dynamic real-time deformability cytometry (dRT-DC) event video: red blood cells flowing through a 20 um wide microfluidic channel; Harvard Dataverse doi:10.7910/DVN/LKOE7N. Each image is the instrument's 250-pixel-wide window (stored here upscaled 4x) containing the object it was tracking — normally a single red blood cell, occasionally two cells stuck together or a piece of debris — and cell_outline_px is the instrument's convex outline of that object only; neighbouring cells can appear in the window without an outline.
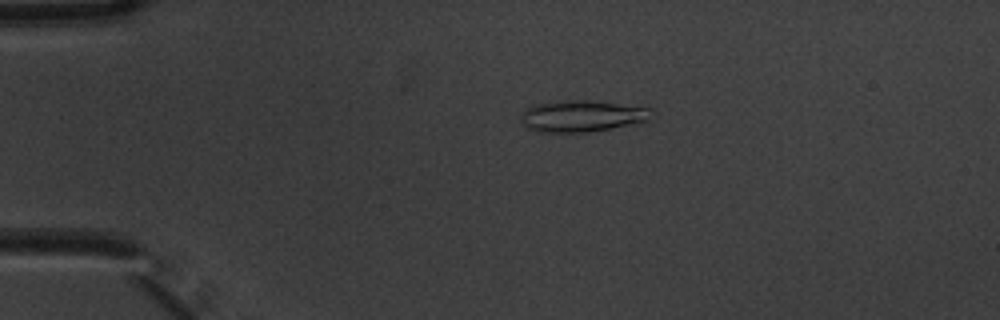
{"species": "common noctule bat (a hibernating species)", "species_latin": "Nyctalus noctula", "temperature_condition": "warm", "stored_images_in_passage": 5, "camera_frame_rate_fps": 3000, "um_per_image_px": 0.085, "animal": {"sex": "male", "body_mass_g": 20.1, "forearm_length_mm": 53.5}, "frame": {"image": 1, "passage_image": 3, "time_ms": 0.667, "image_size_px": [1000, 320], "cell_outline_px": [[656, 116], [652, 120], [612, 128], [588, 132], [540, 132], [528, 128], [524, 124], [520, 116], [524, 108], [536, 104], [564, 100], [596, 100], [648, 108]], "centroid_in_image_um": [49.5, 9.86], "position_along_channel_um": 35.5, "area_um2": 24.22}}
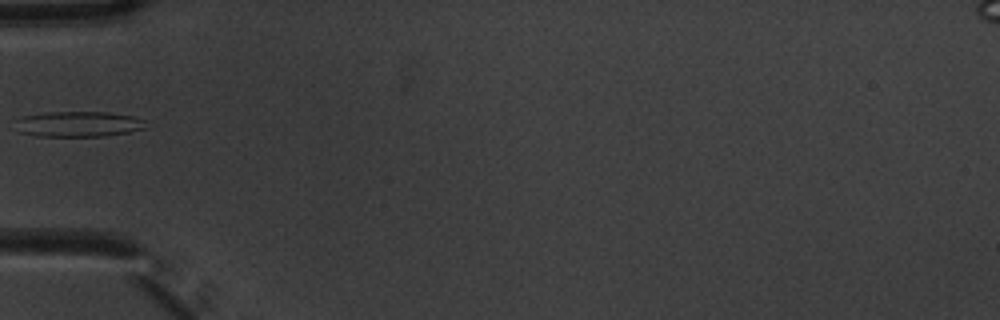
{"frame": {"image": 2, "passage_image": 5, "time_ms": 1.333, "image_size_px": [1000, 320], "cell_outline_px": [[144, 128], [128, 132], [104, 136], [36, 136], [16, 132], [12, 120], [24, 116], [48, 112], [104, 112], [132, 116], [144, 120]], "centroid_in_image_um": [6.53, 10.55], "position_along_channel_um": 78.5, "area_um2": 19.48}}